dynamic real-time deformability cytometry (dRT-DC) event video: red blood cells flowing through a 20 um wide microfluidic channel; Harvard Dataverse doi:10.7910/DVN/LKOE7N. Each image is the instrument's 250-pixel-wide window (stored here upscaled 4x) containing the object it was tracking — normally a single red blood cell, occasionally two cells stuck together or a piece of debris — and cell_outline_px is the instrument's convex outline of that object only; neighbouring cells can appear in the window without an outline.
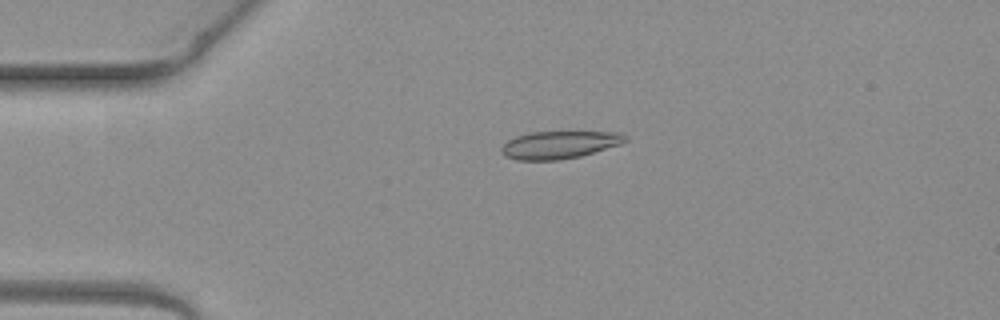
{"species": "common noctule bat (a hibernating species)", "species_latin": "Nyctalus noctula", "temperature_condition": "warm", "stored_images_in_passage": 4, "camera_frame_rate_fps": 3000, "um_per_image_px": 0.085, "animal": {"sex": "female", "body_mass_g": 19.3, "forearm_length_mm": 54.1}, "frame": {"image": 1, "passage_image": 2, "time_ms": 0.333, "image_size_px": [1000, 320], "cell_outline_px": [[628, 140], [620, 144], [580, 156], [560, 160], [516, 160], [504, 156], [500, 152], [500, 148], [508, 140], [516, 136], [528, 132], [620, 132], [628, 136]], "centroid_in_image_um": [47.52, 12.31], "position_along_channel_um": 37.5, "area_um2": 20.0}}
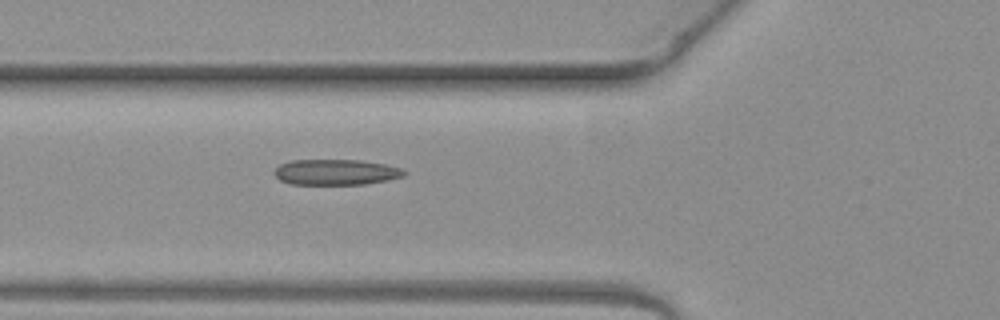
{"frame": {"image": 2, "passage_image": 4, "time_ms": 1.0, "image_size_px": [1000, 320], "cell_outline_px": [[408, 172], [404, 176], [388, 180], [364, 184], [292, 184], [280, 180], [272, 172], [280, 164], [292, 160], [360, 160], [384, 164], [400, 168]], "centroid_in_image_um": [28.55, 14.63], "position_along_channel_um": 97.2, "area_um2": 19.36}}